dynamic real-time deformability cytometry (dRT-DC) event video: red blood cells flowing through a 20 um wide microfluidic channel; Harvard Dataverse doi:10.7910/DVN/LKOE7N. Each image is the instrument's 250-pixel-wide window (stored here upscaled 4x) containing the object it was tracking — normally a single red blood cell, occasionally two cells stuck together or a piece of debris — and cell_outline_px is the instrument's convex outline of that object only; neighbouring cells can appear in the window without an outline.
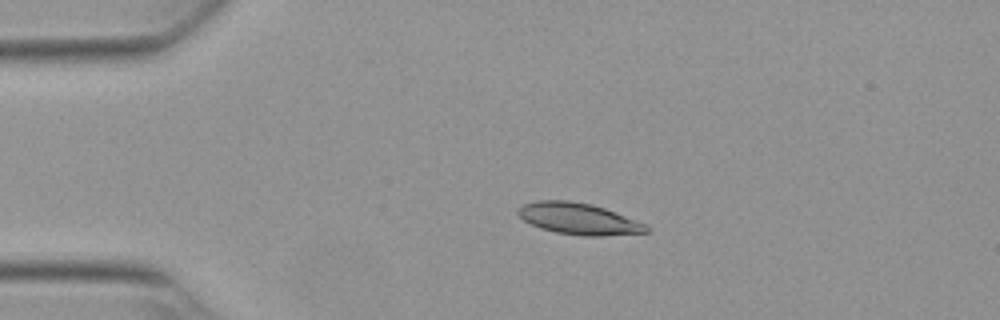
{"species": "Egyptian fruit bat (a non-hibernating species)", "species_latin": "Rousettus aegyptiacus", "temperature_condition": "warm", "stored_images_in_passage": 53, "camera_frame_rate_fps": 3000, "um_per_image_px": 0.085, "animal": {"sex": "female"}, "frame": {"image": 1, "passage_image": 11, "time_ms": 3.333, "image_size_px": [1000, 320], "cell_outline_px": [[652, 228], [648, 232], [600, 236], [580, 236], [556, 232], [540, 228], [524, 220], [516, 212], [516, 208], [524, 204], [536, 200], [568, 200], [592, 204], [604, 208], [648, 224]], "centroid_in_image_um": [49.2, 18.59], "position_along_channel_um": 35.8, "area_um2": 23.7}}
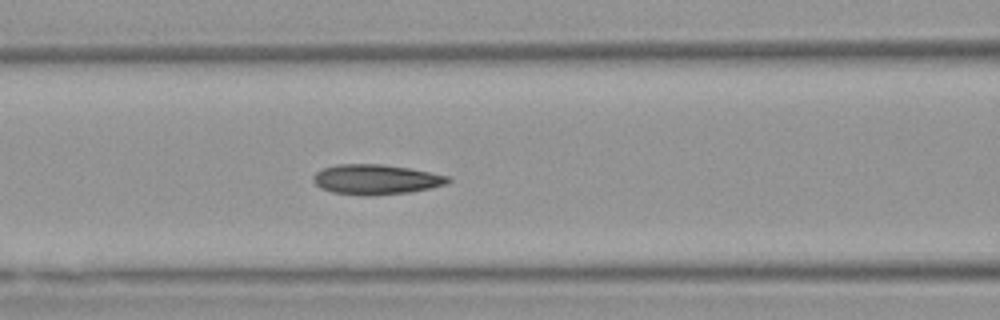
{"frame": {"image": 2, "passage_image": 22, "time_ms": 7.0, "image_size_px": [1000, 320], "cell_outline_px": [[452, 180], [448, 184], [432, 188], [408, 192], [368, 196], [360, 196], [332, 192], [320, 188], [312, 180], [312, 176], [316, 172], [324, 168], [336, 164], [384, 164], [408, 168], [448, 176]], "centroid_in_image_um": [31.94, 15.26], "position_along_channel_um": 134.7, "area_um2": 23.7}}
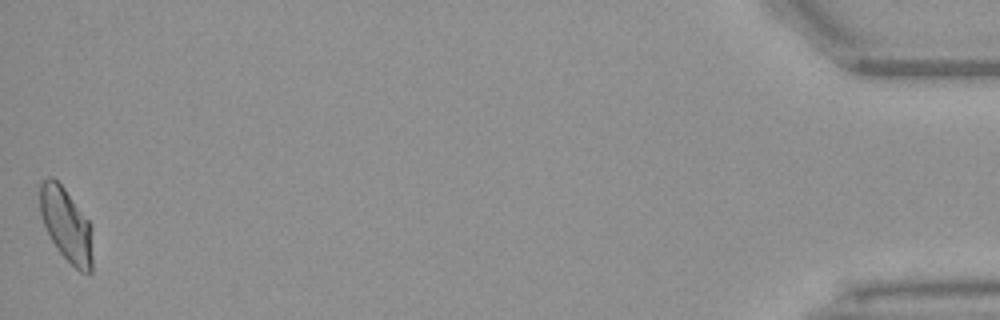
{"frame": {"image": 3, "passage_image": 53, "time_ms": 17.333, "image_size_px": [1000, 320], "cell_outline_px": [[92, 272], [88, 276], [80, 272], [60, 252], [52, 240], [40, 216], [40, 184], [48, 176], [52, 176], [64, 188], [92, 224]], "centroid_in_image_um": [5.67, 19.12], "position_along_channel_um": 429.5, "area_um2": 22.66}, "authors_computed_cell_mechanics": {"area_um2": 22.6576, "velocity_mm_per_s": 3.7898, "shape_relaxation_time_tau1_ms": null, "shape_relaxation_time_tau2_ms": 2.0546, "deformation_change_tau1": null, "deformation_change_tau2": 0.0806}}